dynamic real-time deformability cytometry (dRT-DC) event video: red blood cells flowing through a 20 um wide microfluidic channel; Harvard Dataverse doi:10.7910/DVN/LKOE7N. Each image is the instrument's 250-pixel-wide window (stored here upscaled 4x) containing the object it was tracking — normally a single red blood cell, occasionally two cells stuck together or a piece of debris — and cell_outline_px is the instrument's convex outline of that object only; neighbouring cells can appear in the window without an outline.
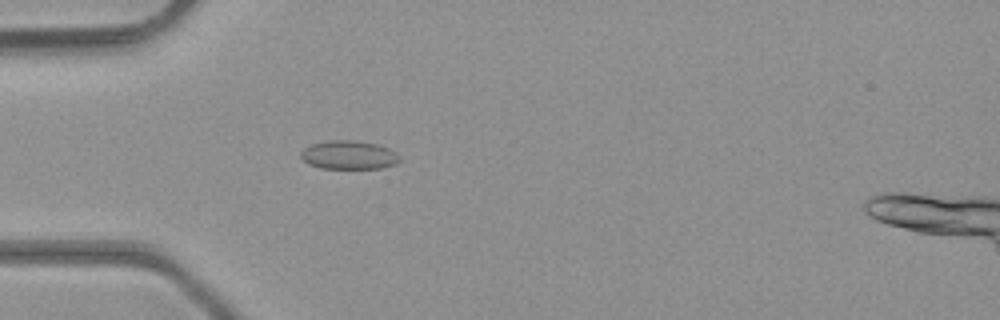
{"species": "common noctule bat (a hibernating species)", "species_latin": "Nyctalus noctula", "temperature_condition": "room temperature", "stored_images_in_passage": 47, "camera_frame_rate_fps": 3000, "um_per_image_px": 0.085, "animal": {"sex": "male", "body_mass_g": 23.1, "forearm_length_mm": 52.7}, "frame": {"image": 1, "passage_image": 14, "time_ms": 4.333, "image_size_px": [1000, 320], "cell_outline_px": [[400, 160], [396, 164], [380, 168], [320, 168], [308, 164], [300, 156], [300, 152], [304, 148], [312, 144], [328, 140], [352, 140], [376, 144], [388, 148], [396, 152], [400, 156]], "centroid_in_image_um": [29.64, 13.17], "position_along_channel_um": 55.4, "area_um2": 16.47}}
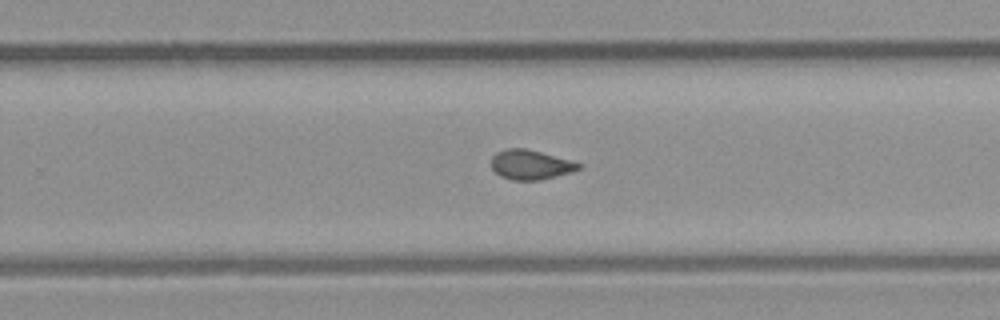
{"frame": {"image": 2, "passage_image": 30, "time_ms": 9.667, "image_size_px": [1000, 320], "cell_outline_px": [[584, 164], [580, 168], [572, 172], [540, 180], [512, 180], [500, 176], [492, 168], [492, 156], [496, 152], [504, 148], [524, 148], [572, 160]], "centroid_in_image_um": [45.11, 13.99], "position_along_channel_um": 284.7, "area_um2": 15.14}}
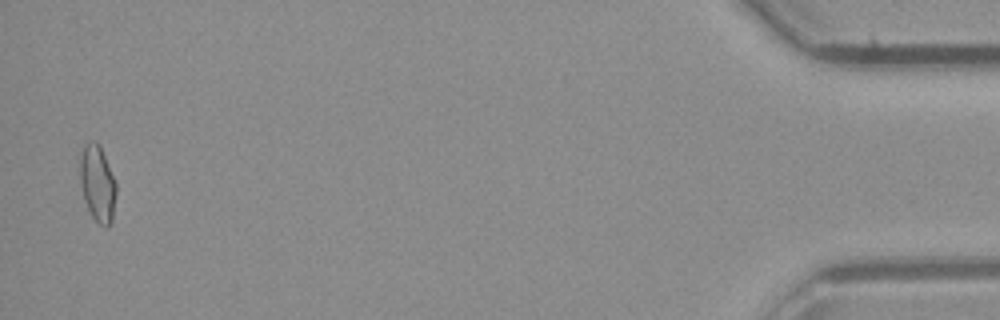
{"frame": {"image": 3, "passage_image": 46, "time_ms": 15.0, "image_size_px": [1000, 320], "cell_outline_px": [[116, 192], [112, 220], [108, 228], [104, 228], [92, 216], [84, 200], [80, 180], [80, 156], [84, 144], [92, 140], [96, 140], [100, 144], [116, 184]], "centroid_in_image_um": [8.28, 15.58], "position_along_channel_um": 426.9, "area_um2": 16.13}, "authors_computed_cell_mechanics": {"area_um2": 15.4326, "velocity_mm_per_s": 4.4181, "shape_relaxation_time_tau1_ms": null, "shape_relaxation_time_tau2_ms": 0.9213, "deformation_change_tau1": null, "deformation_change_tau2": 0.054}}